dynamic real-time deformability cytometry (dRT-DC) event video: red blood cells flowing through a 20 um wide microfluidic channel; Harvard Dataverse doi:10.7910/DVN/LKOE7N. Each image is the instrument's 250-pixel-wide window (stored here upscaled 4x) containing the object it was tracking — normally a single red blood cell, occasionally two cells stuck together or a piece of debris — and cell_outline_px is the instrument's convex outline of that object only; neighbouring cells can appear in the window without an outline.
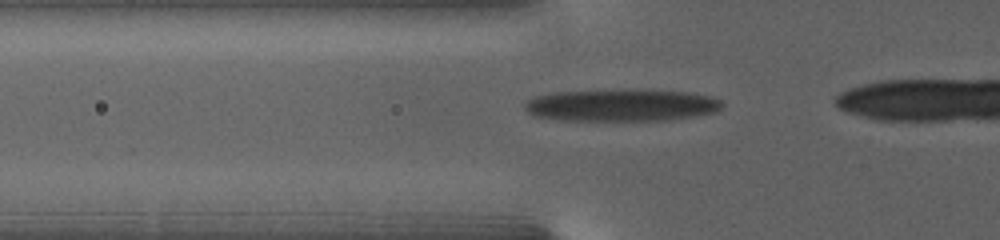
{"species": "human", "species_latin": "Homo sapiens", "temperature_condition": "warm", "stored_images_in_passage": 9, "camera_frame_rate_fps": 3000, "um_per_image_px": 0.085, "donor": {"sex": "female"}, "frame": {"image": 1, "passage_image": 2, "time_ms": 0.333, "image_size_px": [1000, 240], "cell_outline_px": [[724, 104], [716, 112], [696, 116], [672, 120], [560, 120], [536, 116], [528, 112], [524, 108], [524, 104], [528, 100], [536, 96], [556, 92], [684, 92], [708, 96], [720, 100]], "centroid_in_image_um": [52.82, 8.99], "position_along_channel_um": 73.0, "area_um2": 35.49}}
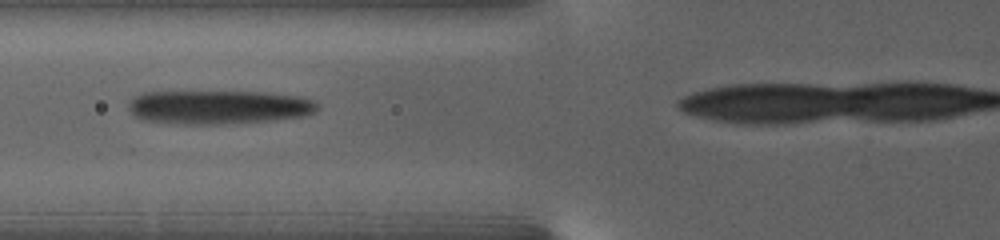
{"frame": {"image": 2, "passage_image": 8, "time_ms": 1.667, "image_size_px": [1000, 240], "cell_outline_px": [[320, 108], [316, 112], [308, 116], [276, 120], [220, 124], [184, 124], [144, 120], [136, 116], [128, 108], [128, 104], [136, 96], [144, 92], [268, 92], [300, 96], [316, 100], [320, 104]], "centroid_in_image_um": [18.71, 9.1], "position_along_channel_um": 107.1, "area_um2": 37.57}}